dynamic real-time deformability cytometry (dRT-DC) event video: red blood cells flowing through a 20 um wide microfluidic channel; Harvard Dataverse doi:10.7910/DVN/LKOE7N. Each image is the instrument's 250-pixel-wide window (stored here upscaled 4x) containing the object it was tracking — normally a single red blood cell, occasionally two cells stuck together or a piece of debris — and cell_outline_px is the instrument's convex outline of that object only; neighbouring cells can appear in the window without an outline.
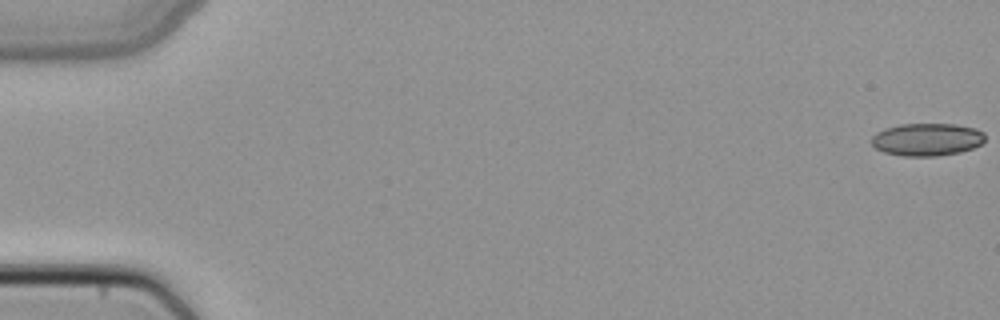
{"species": "common noctule bat (a hibernating species)", "species_latin": "Nyctalus noctula", "temperature_condition": "cold", "stored_images_in_passage": 50, "camera_frame_rate_fps": 3000, "um_per_image_px": 0.085, "animal": {"sex": "female", "body_mass_g": 22.7, "forearm_length_mm": 54.2}, "frame": {"image": 1, "passage_image": 1, "time_ms": 0.0, "image_size_px": [1000, 320], "cell_outline_px": [[984, 140], [980, 144], [972, 148], [960, 152], [936, 156], [900, 156], [884, 152], [876, 148], [872, 144], [872, 136], [876, 132], [884, 128], [900, 124], [956, 124], [976, 128], [984, 132]], "centroid_in_image_um": [78.78, 11.85], "position_along_channel_um": 6.2, "area_um2": 21.68}}
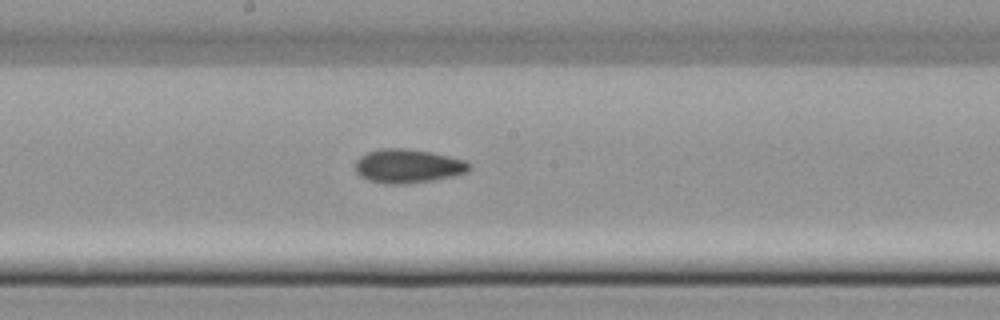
{"frame": {"image": 2, "passage_image": 28, "time_ms": 9.0, "image_size_px": [1000, 320], "cell_outline_px": [[472, 168], [468, 172], [452, 176], [432, 180], [404, 184], [384, 184], [368, 180], [360, 176], [356, 172], [356, 160], [360, 156], [368, 152], [380, 148], [408, 148], [432, 152], [464, 160], [472, 164]], "centroid_in_image_um": [34.68, 14.11], "position_along_channel_um": 213.5, "area_um2": 22.66}}
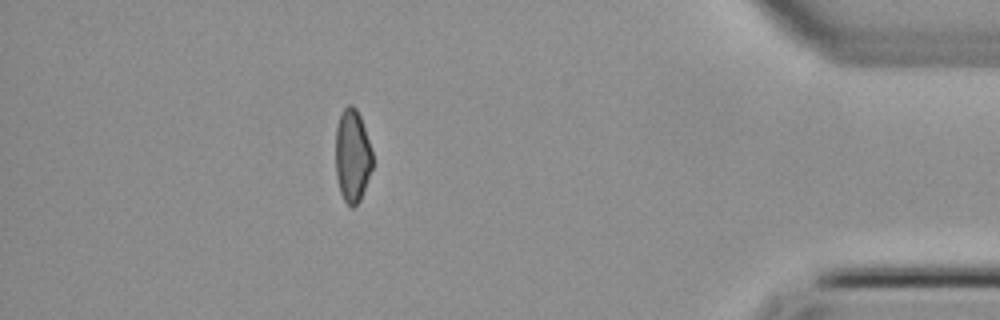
{"frame": {"image": 3, "passage_image": 45, "time_ms": 14.667, "image_size_px": [1000, 320], "cell_outline_px": [[372, 168], [360, 200], [352, 208], [344, 200], [340, 192], [336, 176], [336, 128], [340, 112], [348, 104], [352, 104], [356, 108], [360, 116], [372, 148]], "centroid_in_image_um": [29.95, 13.21], "position_along_channel_um": 405.3, "area_um2": 20.06}}